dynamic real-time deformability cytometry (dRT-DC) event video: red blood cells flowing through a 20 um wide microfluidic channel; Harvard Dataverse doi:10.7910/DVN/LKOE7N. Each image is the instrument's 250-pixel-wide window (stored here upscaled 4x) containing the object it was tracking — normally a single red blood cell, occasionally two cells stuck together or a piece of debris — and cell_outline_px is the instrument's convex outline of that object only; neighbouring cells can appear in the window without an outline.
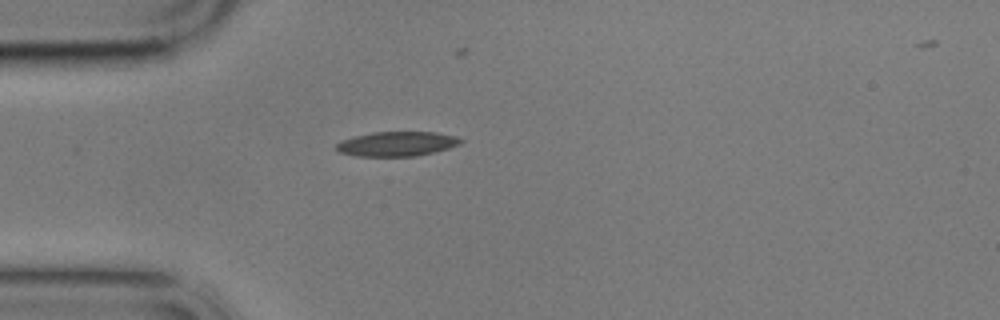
{"species": "common noctule bat (a hibernating species)", "species_latin": "Nyctalus noctula", "temperature_condition": "cold", "stored_images_in_passage": 2, "camera_frame_rate_fps": 3000, "um_per_image_px": 0.085, "animal": {"sex": "male", "body_mass_g": 17.9}, "frame": {"image": 1, "passage_image": 1, "time_ms": 0.0, "image_size_px": [1000, 320], "cell_outline_px": [[464, 140], [460, 144], [448, 148], [416, 156], [356, 156], [340, 152], [336, 148], [336, 144], [344, 140], [356, 136], [372, 132], [436, 132], [456, 136]], "centroid_in_image_um": [33.77, 12.22], "position_along_channel_um": 51.2, "area_um2": 17.63}}